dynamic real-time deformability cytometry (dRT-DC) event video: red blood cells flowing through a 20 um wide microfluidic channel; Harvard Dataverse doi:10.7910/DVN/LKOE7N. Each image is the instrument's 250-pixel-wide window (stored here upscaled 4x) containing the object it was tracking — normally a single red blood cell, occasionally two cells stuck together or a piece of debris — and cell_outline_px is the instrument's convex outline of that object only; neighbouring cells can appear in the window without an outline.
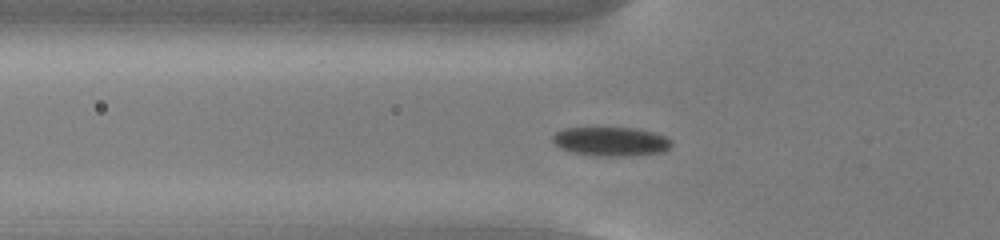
{"species": "common noctule bat (a hibernating species)", "species_latin": "Nyctalus noctula", "temperature_condition": "cold", "stored_images_in_passage": 48, "camera_frame_rate_fps": 3000, "um_per_image_px": 0.085, "animal": {"sex": "male", "body_mass_g": 13.0, "forearm_length_mm": 53.1}, "frame": {"image": 1, "passage_image": 11, "time_ms": 3.333, "image_size_px": [1000, 240], "cell_outline_px": [[672, 144], [664, 152], [632, 156], [600, 156], [572, 152], [560, 148], [552, 140], [552, 136], [556, 132], [564, 128], [636, 128], [652, 132], [664, 136], [672, 140]], "centroid_in_image_um": [51.94, 12.03], "position_along_channel_um": 73.9, "area_um2": 20.11}}
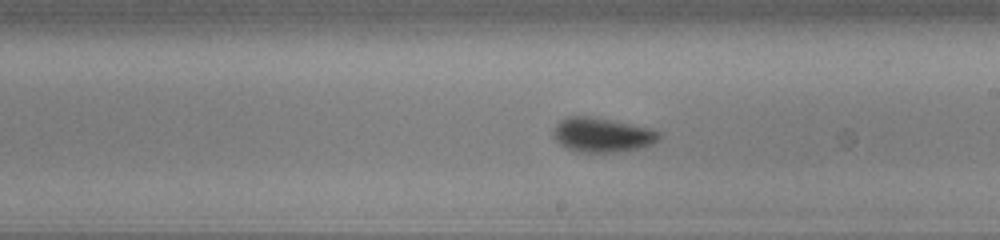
{"frame": {"image": 2, "passage_image": 24, "time_ms": 7.667, "image_size_px": [1000, 240], "cell_outline_px": [[660, 140], [652, 144], [640, 148], [620, 152], [580, 152], [568, 148], [560, 144], [552, 136], [552, 132], [556, 124], [560, 120], [568, 116], [588, 116], [612, 120], [648, 128], [660, 132]], "centroid_in_image_um": [51.17, 11.47], "position_along_channel_um": 237.8, "area_um2": 21.21}}
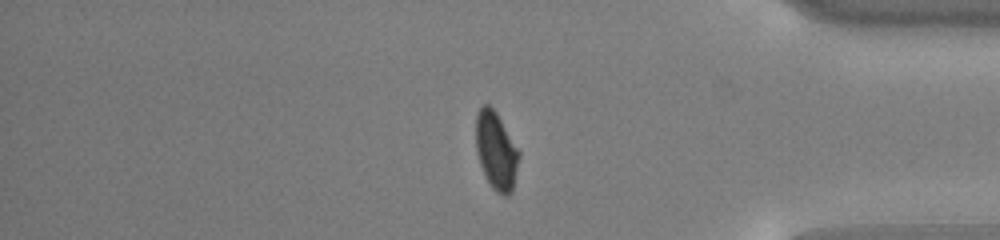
{"frame": {"image": 3, "passage_image": 38, "time_ms": 12.333, "image_size_px": [1000, 240], "cell_outline_px": [[520, 156], [512, 192], [508, 196], [504, 196], [496, 192], [492, 188], [480, 164], [476, 148], [476, 116], [480, 108], [484, 104], [488, 104], [496, 112], [520, 152]], "centroid_in_image_um": [42.18, 12.84], "position_along_channel_um": 393.0, "area_um2": 19.36}, "authors_computed_cell_mechanics": {"area_um2": 20.0855, "velocity_mm_per_s": 3.7826, "shape_relaxation_time_tau1_ms": 2.1125, "shape_relaxation_time_tau2_ms": 1.0011, "deformation_change_tau1": 0.0911, "deformation_change_tau2": 0.0392}}